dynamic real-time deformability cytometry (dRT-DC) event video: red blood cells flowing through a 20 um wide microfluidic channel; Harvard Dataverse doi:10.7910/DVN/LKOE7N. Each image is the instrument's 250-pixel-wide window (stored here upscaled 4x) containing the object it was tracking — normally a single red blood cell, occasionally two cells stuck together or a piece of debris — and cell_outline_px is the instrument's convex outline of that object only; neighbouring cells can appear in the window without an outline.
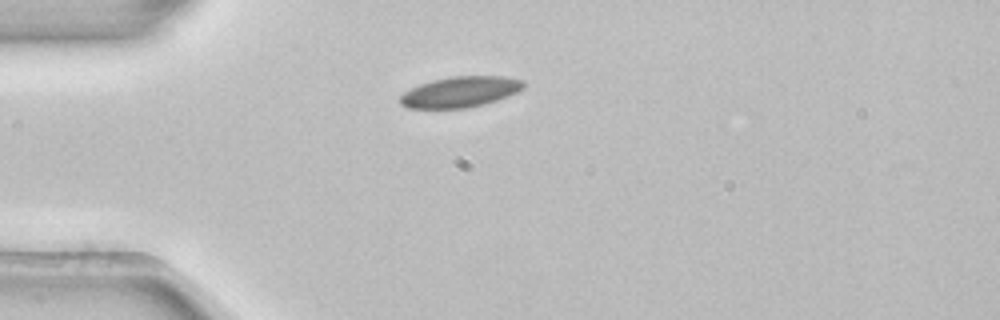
{"species": "common noctule bat (a hibernating species)", "species_latin": "Nyctalus noctula", "temperature_condition": "room temperature", "stored_images_in_passage": 33, "camera_frame_rate_fps": 3000, "um_per_image_px": 0.085, "animal": {"sex": "female", "body_mass_g": 22.7, "forearm_length_mm": 54.2}, "frame": {"image": 1, "passage_image": 1, "time_ms": 0.0, "image_size_px": [1000, 320], "cell_outline_px": [[524, 88], [508, 96], [484, 104], [464, 108], [408, 108], [400, 104], [400, 96], [404, 92], [420, 84], [432, 80], [452, 76], [504, 76], [524, 80]], "centroid_in_image_um": [39.13, 7.8], "position_along_channel_um": 45.9, "area_um2": 22.02}}
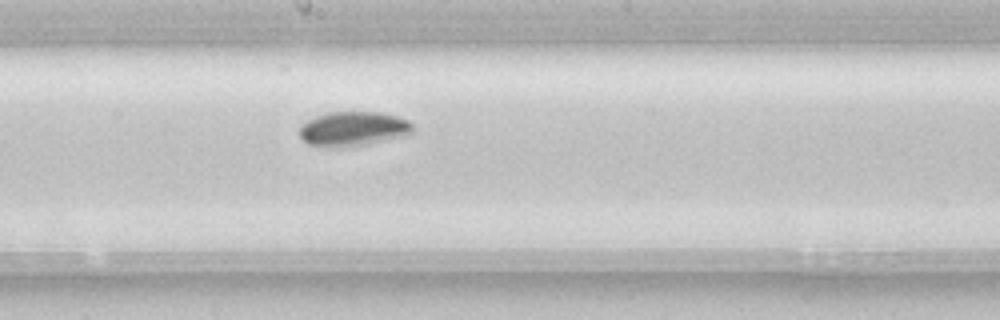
{"frame": {"image": 2, "passage_image": 16, "time_ms": 5.0, "image_size_px": [1000, 320], "cell_outline_px": [[412, 132], [404, 136], [344, 148], [324, 148], [308, 144], [300, 136], [300, 124], [316, 116], [328, 112], [380, 112], [396, 116], [408, 120], [412, 124]], "centroid_in_image_um": [29.97, 10.96], "position_along_channel_um": 218.2, "area_um2": 22.89}}
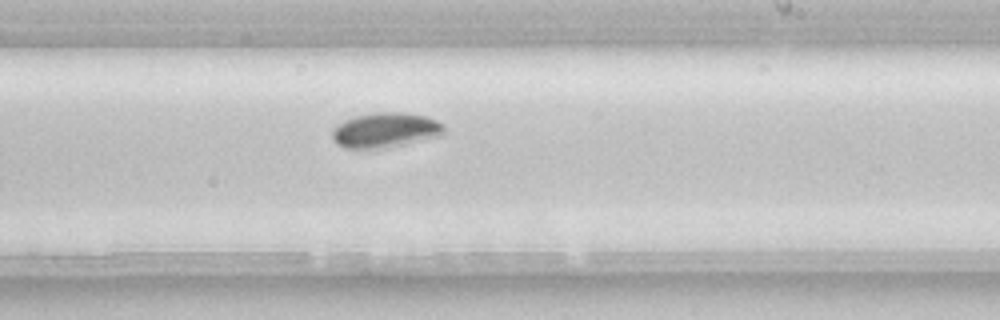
{"frame": {"image": 3, "passage_image": 19, "time_ms": 6.0, "image_size_px": [1000, 320], "cell_outline_px": [[444, 132], [440, 136], [388, 148], [344, 148], [336, 144], [332, 140], [332, 128], [344, 120], [356, 116], [376, 112], [404, 112], [428, 116], [444, 124]], "centroid_in_image_um": [32.75, 11.06], "position_along_channel_um": 256.2, "area_um2": 23.06}, "authors_computed_cell_mechanics": {"area_um2": 22.3108, "velocity_mm_per_s": 3.8351, "shape_relaxation_time_tau1_ms": 2.8467, "shape_relaxation_time_tau2_ms": null, "deformation_change_tau1": 0.0748, "deformation_change_tau2": null}}